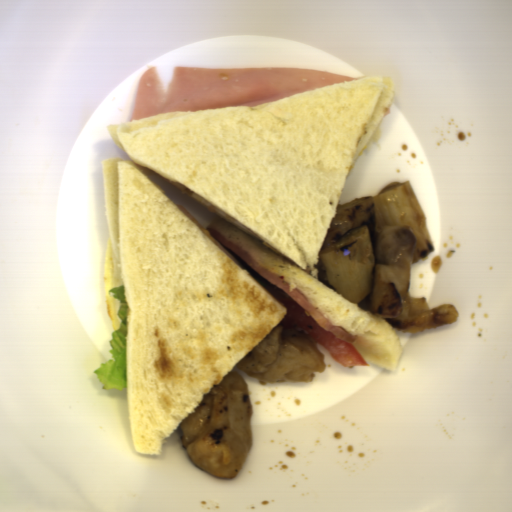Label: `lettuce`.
Returning <instances> with one entry per match:
<instances>
[{"label": "lettuce", "instance_id": "lettuce-1", "mask_svg": "<svg viewBox=\"0 0 512 512\" xmlns=\"http://www.w3.org/2000/svg\"><path fill=\"white\" fill-rule=\"evenodd\" d=\"M109 292L112 293L115 299L120 303L117 316L121 319L119 329L114 331L111 335V340L108 341L111 356L104 364L96 369L92 374H95L101 389L124 390L128 386L127 380V360H128V333H129V314L127 303L126 286H119L112 288Z\"/></svg>", "mask_w": 512, "mask_h": 512}]
</instances>
